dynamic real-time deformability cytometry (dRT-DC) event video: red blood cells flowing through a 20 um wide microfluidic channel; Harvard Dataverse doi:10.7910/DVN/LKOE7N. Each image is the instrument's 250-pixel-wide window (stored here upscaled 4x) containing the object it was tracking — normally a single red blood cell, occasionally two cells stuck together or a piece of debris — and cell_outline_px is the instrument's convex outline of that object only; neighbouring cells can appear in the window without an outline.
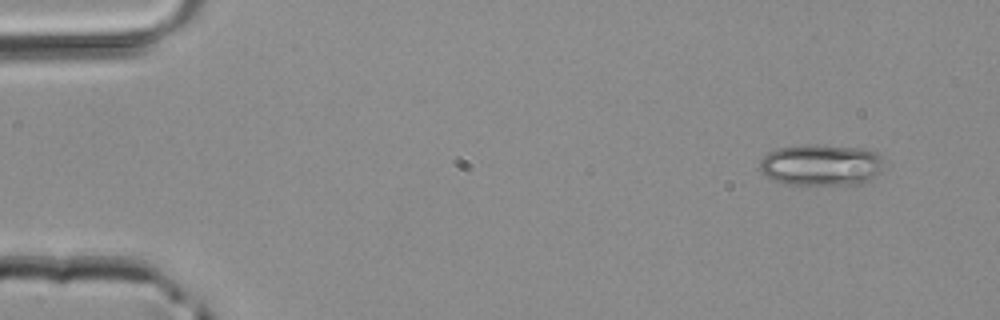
{"species": "common noctule bat (a hibernating species)", "species_latin": "Nyctalus noctula", "temperature_condition": "room temperature", "stored_images_in_passage": 4, "camera_frame_rate_fps": 3000, "um_per_image_px": 0.085, "animal": {"sex": "male", "body_mass_g": 20.4}, "frame": {"image": 1, "passage_image": 1, "time_ms": 0.0, "image_size_px": [1000, 320], "cell_outline_px": [[884, 168], [880, 172], [864, 184], [784, 184], [760, 172], [760, 160], [768, 152], [780, 148], [804, 144], [824, 144], [868, 148], [876, 152], [884, 164]], "centroid_in_image_um": [69.84, 14.0], "position_along_channel_um": 15.2, "area_um2": 30.35}}